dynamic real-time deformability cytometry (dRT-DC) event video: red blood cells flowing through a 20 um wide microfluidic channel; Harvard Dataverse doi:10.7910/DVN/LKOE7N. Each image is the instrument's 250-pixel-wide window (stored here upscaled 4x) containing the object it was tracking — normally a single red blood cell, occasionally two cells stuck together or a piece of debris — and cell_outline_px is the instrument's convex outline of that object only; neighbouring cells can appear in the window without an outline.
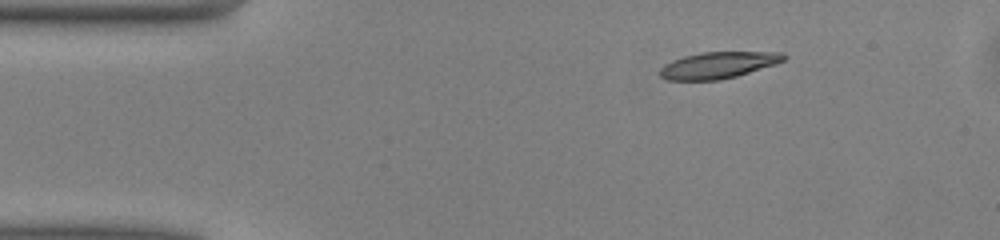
{"species": "common noctule bat (a hibernating species)", "species_latin": "Nyctalus noctula", "temperature_condition": "warm", "stored_images_in_passage": 44, "camera_frame_rate_fps": 3000, "um_per_image_px": 0.085, "animal": {"sex": "male", "body_mass_g": 13.0, "forearm_length_mm": 53.1}, "frame": {"image": 1, "passage_image": 1, "time_ms": 0.0, "image_size_px": [1000, 240], "cell_outline_px": [[788, 56], [784, 60], [776, 64], [736, 76], [720, 80], [668, 80], [660, 76], [660, 68], [664, 64], [672, 60], [684, 56], [700, 52], [784, 52]], "centroid_in_image_um": [61.05, 5.53], "position_along_channel_um": 23.9, "area_um2": 19.19}}
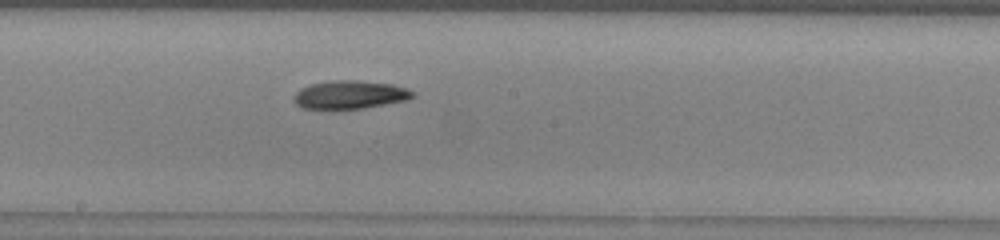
{"frame": {"image": 2, "passage_image": 20, "time_ms": 6.333, "image_size_px": [1000, 240], "cell_outline_px": [[416, 96], [408, 100], [364, 108], [304, 108], [296, 104], [296, 92], [300, 88], [312, 84], [332, 80], [356, 80], [392, 84], [416, 92]], "centroid_in_image_um": [29.81, 8.04], "position_along_channel_um": 218.4, "area_um2": 19.31}}
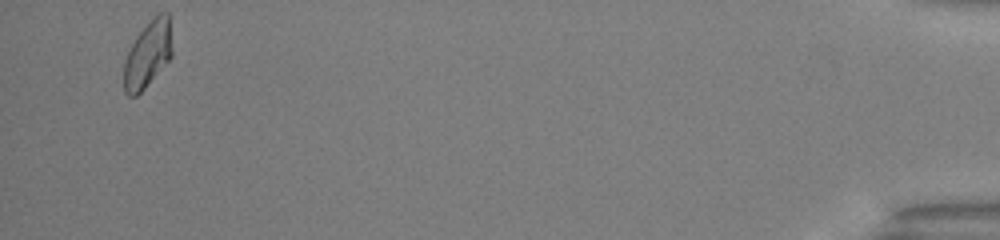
{"frame": {"image": 3, "passage_image": 42, "time_ms": 13.667, "image_size_px": [1000, 240], "cell_outline_px": [[172, 56], [144, 88], [136, 96], [128, 96], [124, 92], [124, 60], [136, 36], [156, 12], [168, 12], [172, 48]], "centroid_in_image_um": [12.56, 4.59], "position_along_channel_um": 422.6, "area_um2": 18.61}, "authors_computed_cell_mechanics": {"area_um2": 19.2185, "velocity_mm_per_s": 4.0599, "shape_relaxation_time_tau1_ms": 7.312, "shape_relaxation_time_tau2_ms": 10.9743, "deformation_change_tau1": 0.2016, "deformation_change_tau2": 0.1962}}